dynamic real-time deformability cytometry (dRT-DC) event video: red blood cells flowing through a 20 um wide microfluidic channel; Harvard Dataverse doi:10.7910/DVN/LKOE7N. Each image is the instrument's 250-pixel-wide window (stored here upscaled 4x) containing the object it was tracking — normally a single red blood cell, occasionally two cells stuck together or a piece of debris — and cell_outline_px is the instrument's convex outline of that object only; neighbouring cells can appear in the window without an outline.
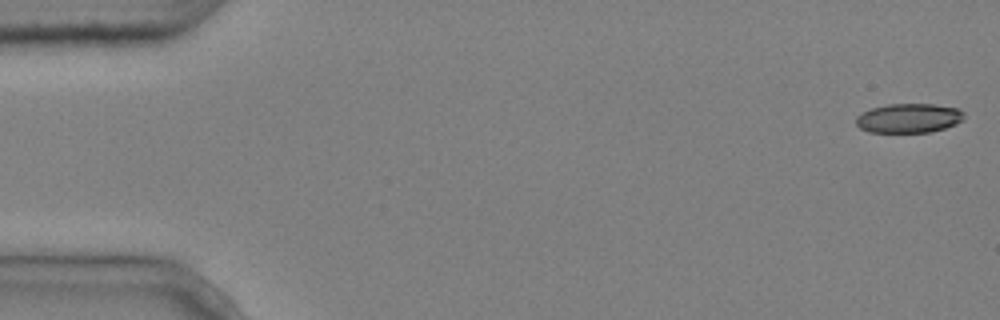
{"species": "common noctule bat (a hibernating species)", "species_latin": "Nyctalus noctula", "temperature_condition": "cold", "stored_images_in_passage": 6, "segment_of_instrument_passage": [1, 2], "camera_frame_rate_fps": 3000, "um_per_image_px": 0.085, "animal": {"sex": "male", "body_mass_g": 20.4}, "frame": {"image": 1, "passage_image": 1, "time_ms": 0.0, "image_size_px": [1000, 320], "cell_outline_px": [[964, 120], [956, 124], [944, 128], [928, 132], [868, 132], [860, 128], [856, 124], [856, 116], [872, 108], [888, 104], [932, 104], [956, 108], [964, 112]], "centroid_in_image_um": [77.25, 10.04], "position_along_channel_um": 7.8, "area_um2": 18.38}}